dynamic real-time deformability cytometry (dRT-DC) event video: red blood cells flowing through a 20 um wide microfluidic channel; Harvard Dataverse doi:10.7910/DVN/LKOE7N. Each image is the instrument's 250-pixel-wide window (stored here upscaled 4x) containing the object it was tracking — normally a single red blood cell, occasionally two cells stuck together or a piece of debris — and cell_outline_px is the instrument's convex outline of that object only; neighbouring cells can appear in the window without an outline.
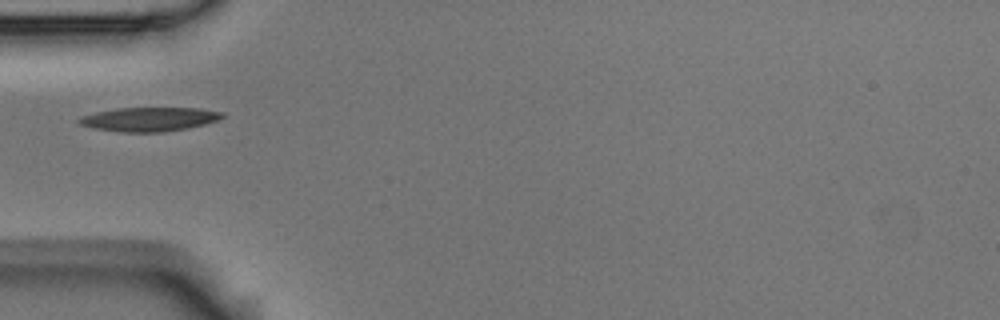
{"species": "Egyptian fruit bat (a non-hibernating species)", "species_latin": "Rousettus aegyptiacus", "temperature_condition": "room temperature", "stored_images_in_passage": 4, "camera_frame_rate_fps": 3000, "um_per_image_px": 0.085, "animal": {"sex": "male"}, "frame": {"image": 1, "passage_image": 1, "time_ms": 0.0, "image_size_px": [1000, 320], "cell_outline_px": [[224, 116], [216, 120], [204, 124], [188, 128], [160, 132], [120, 132], [92, 128], [76, 124], [76, 120], [80, 116], [96, 112], [116, 108], [200, 108], [224, 112]], "centroid_in_image_um": [12.62, 10.13], "position_along_channel_um": 72.4, "area_um2": 20.17}}
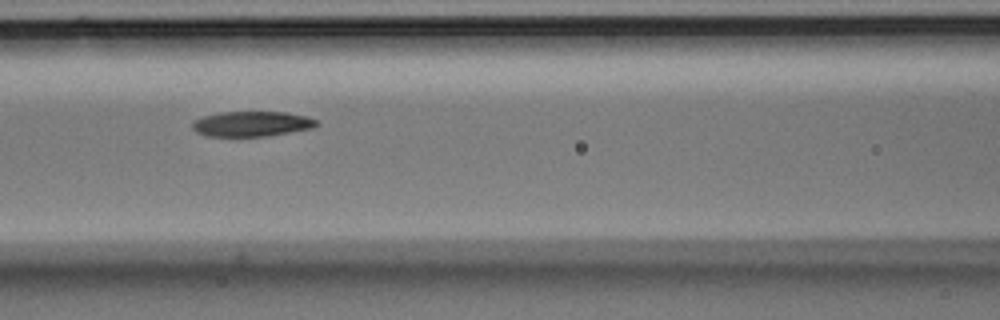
{"frame": {"image": 2, "passage_image": 3, "time_ms": 0.667, "image_size_px": [1000, 320], "cell_outline_px": [[320, 124], [312, 128], [268, 136], [204, 136], [196, 132], [192, 128], [192, 120], [204, 116], [220, 112], [288, 112], [308, 116], [316, 120]], "centroid_in_image_um": [21.39, 10.52], "position_along_channel_um": 145.2, "area_um2": 18.38}}
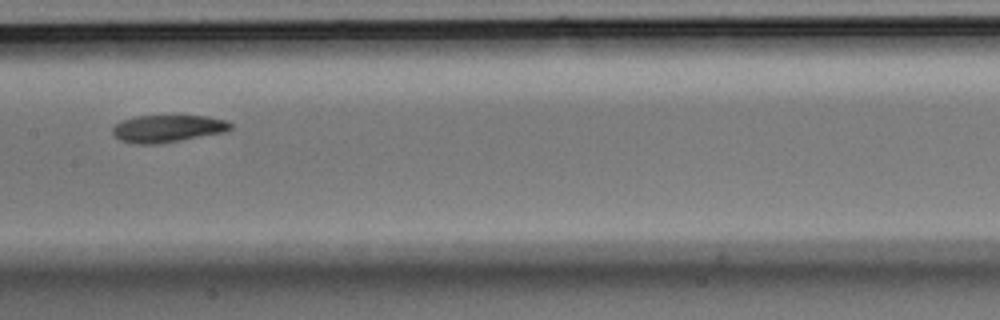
{"frame": {"image": 3, "passage_image": 4, "time_ms": 1.0, "image_size_px": [1000, 320], "cell_outline_px": [[232, 128], [224, 132], [160, 144], [136, 144], [120, 140], [112, 132], [112, 128], [120, 120], [136, 116], [172, 112], [208, 116], [224, 120], [232, 124]], "centroid_in_image_um": [14.25, 10.87], "position_along_channel_um": 193.2, "area_um2": 19.77}}